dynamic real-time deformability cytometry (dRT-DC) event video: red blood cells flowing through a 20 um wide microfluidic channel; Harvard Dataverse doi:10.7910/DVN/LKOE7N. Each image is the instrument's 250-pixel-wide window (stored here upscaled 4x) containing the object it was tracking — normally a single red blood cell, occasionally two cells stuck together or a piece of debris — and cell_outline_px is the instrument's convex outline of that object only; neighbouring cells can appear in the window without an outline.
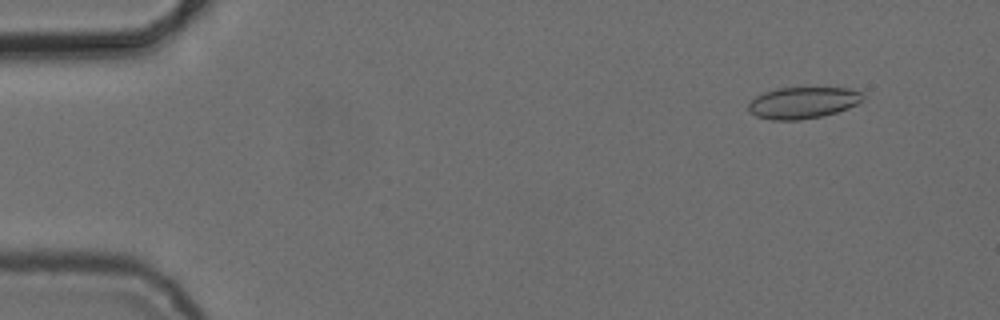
{"species": "common noctule bat (a hibernating species)", "species_latin": "Nyctalus noctula", "temperature_condition": "cold", "stored_images_in_passage": 7, "camera_frame_rate_fps": 3000, "um_per_image_px": 0.085, "animal": {"sex": "female", "body_mass_g": 24.6, "forearm_length_mm": 56.2}, "frame": {"image": 1, "passage_image": 2, "time_ms": 1.333, "image_size_px": [1000, 320], "cell_outline_px": [[864, 100], [848, 108], [836, 112], [820, 116], [800, 120], [772, 120], [756, 116], [748, 112], [748, 104], [756, 96], [764, 92], [776, 88], [848, 88], [860, 92], [864, 96]], "centroid_in_image_um": [68.22, 8.73], "position_along_channel_um": 16.8, "area_um2": 20.98}}
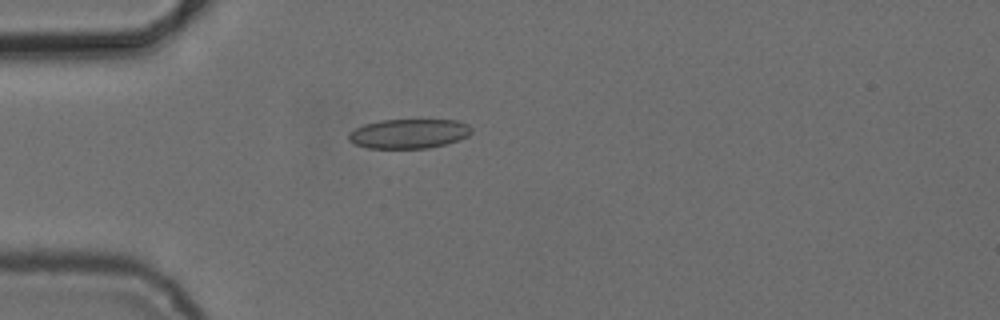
{"frame": {"image": 2, "passage_image": 5, "time_ms": 4.667, "image_size_px": [1000, 320], "cell_outline_px": [[472, 132], [468, 136], [460, 140], [428, 148], [368, 148], [356, 144], [348, 140], [348, 132], [364, 124], [380, 120], [456, 120], [468, 124], [472, 128]], "centroid_in_image_um": [34.76, 11.36], "position_along_channel_um": 50.2, "area_um2": 21.15}}